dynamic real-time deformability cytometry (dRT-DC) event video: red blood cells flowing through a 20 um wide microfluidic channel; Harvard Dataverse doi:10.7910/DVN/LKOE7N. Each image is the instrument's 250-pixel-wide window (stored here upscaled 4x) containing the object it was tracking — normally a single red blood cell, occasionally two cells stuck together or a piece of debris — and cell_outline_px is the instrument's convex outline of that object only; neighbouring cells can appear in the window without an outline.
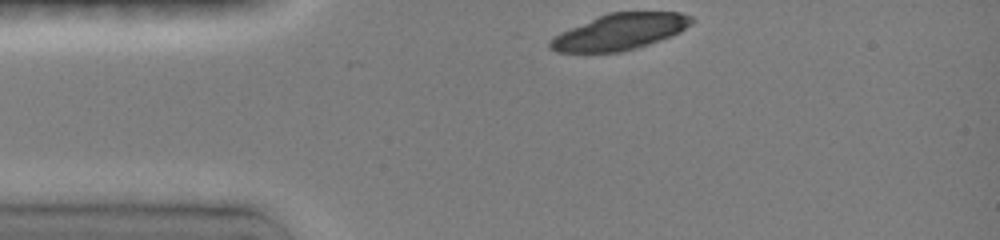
{"species": "common noctule bat (a hibernating species)", "species_latin": "Nyctalus noctula", "temperature_condition": "room temperature", "stored_images_in_passage": 89, "camera_frame_rate_fps": 3000, "um_per_image_px": 0.085, "animal": {"sex": "female", "body_mass_g": 19.0, "forearm_length_mm": 51.5}, "frame": {"image": 1, "passage_image": 1, "time_ms": 0.0, "image_size_px": [1000, 240], "cell_outline_px": [[696, 20], [680, 32], [648, 44], [620, 52], [556, 52], [548, 48], [548, 40], [560, 32], [608, 12], [680, 12], [692, 16]], "centroid_in_image_um": [52.67, 2.7], "position_along_channel_um": 32.3, "area_um2": 29.71}}